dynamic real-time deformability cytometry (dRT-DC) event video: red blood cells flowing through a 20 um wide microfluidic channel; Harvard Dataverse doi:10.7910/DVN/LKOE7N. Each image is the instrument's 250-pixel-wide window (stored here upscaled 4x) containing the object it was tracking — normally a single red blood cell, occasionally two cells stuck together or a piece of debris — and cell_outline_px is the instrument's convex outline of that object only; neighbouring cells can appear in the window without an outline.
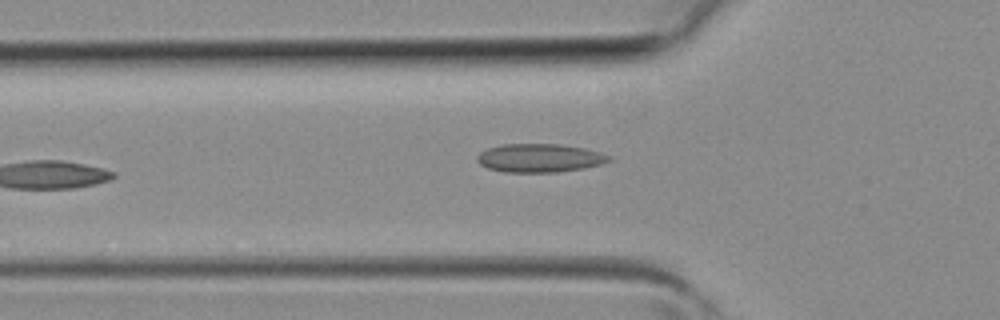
{"species": "common noctule bat (a hibernating species)", "species_latin": "Nyctalus noctula", "temperature_condition": "room temperature", "stored_images_in_passage": 3, "camera_frame_rate_fps": 3000, "um_per_image_px": 0.085, "animal": {"sex": "female", "body_mass_g": 19.3, "forearm_length_mm": 54.1}, "frame": {"image": 1, "passage_image": 3, "time_ms": 0.667, "image_size_px": [1000, 320], "cell_outline_px": [[612, 160], [600, 164], [584, 168], [556, 172], [504, 172], [488, 168], [480, 164], [476, 160], [476, 156], [480, 152], [488, 148], [504, 144], [560, 144], [584, 148], [600, 152], [608, 156]], "centroid_in_image_um": [45.84, 13.43], "position_along_channel_um": 80.0, "area_um2": 21.79}}